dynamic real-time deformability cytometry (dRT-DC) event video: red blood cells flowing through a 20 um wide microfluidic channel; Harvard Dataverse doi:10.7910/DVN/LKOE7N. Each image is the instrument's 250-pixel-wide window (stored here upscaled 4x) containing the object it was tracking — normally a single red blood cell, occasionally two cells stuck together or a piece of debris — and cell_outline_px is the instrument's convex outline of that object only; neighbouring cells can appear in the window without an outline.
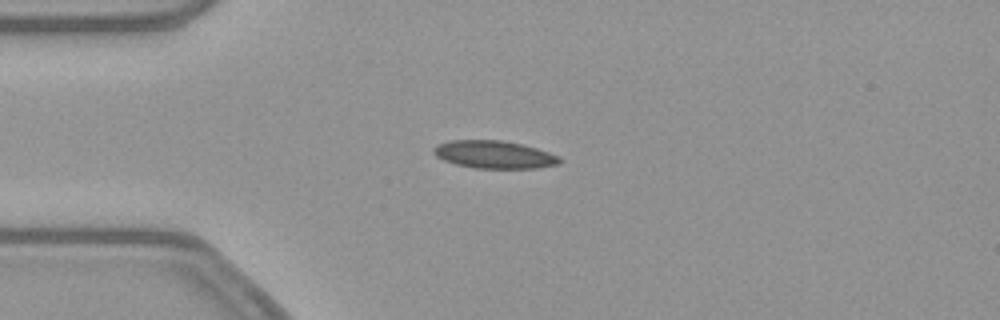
{"species": "common noctule bat (a hibernating species)", "species_latin": "Nyctalus noctula", "temperature_condition": "warm", "stored_images_in_passage": 52, "camera_frame_rate_fps": 3000, "um_per_image_px": 0.085, "animal": {"sex": "female", "body_mass_g": 21.9}, "frame": {"image": 1, "passage_image": 12, "time_ms": 3.667, "image_size_px": [1000, 320], "cell_outline_px": [[560, 164], [536, 168], [472, 168], [456, 164], [444, 160], [436, 156], [432, 152], [432, 148], [436, 144], [448, 140], [500, 140], [520, 144], [536, 148], [560, 156]], "centroid_in_image_um": [41.96, 13.13], "position_along_channel_um": 43.0, "area_um2": 20.4}}
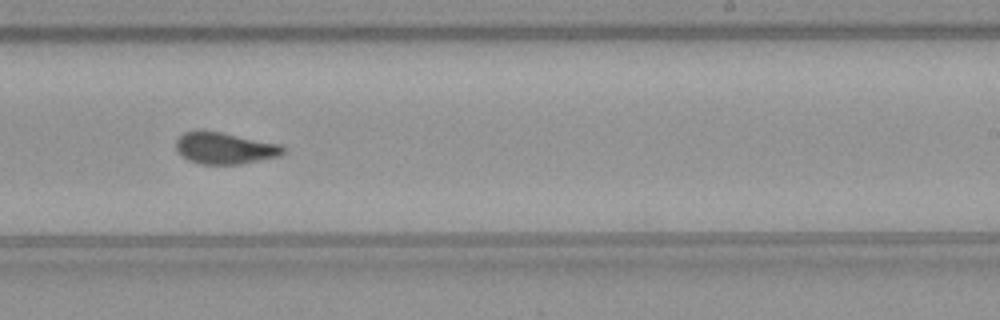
{"frame": {"image": 2, "passage_image": 31, "time_ms": 10.0, "image_size_px": [1000, 320], "cell_outline_px": [[288, 148], [280, 156], [240, 164], [200, 164], [188, 160], [176, 148], [176, 140], [184, 132], [220, 132], [280, 144]], "centroid_in_image_um": [19.16, 12.61], "position_along_channel_um": 269.8, "area_um2": 19.36}}
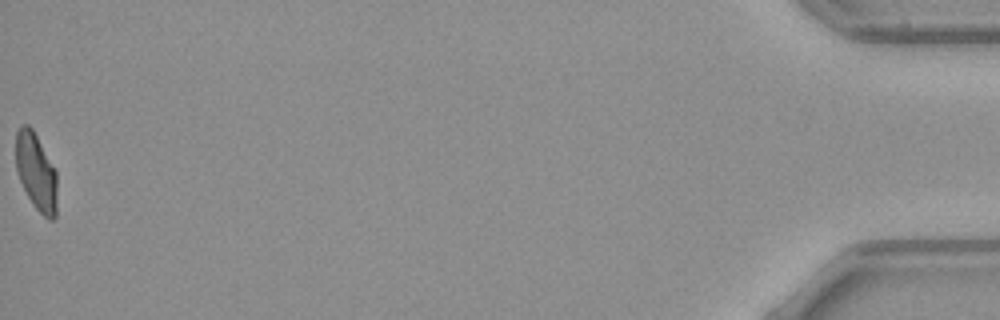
{"frame": {"image": 3, "passage_image": 52, "time_ms": 17.0, "image_size_px": [1000, 320], "cell_outline_px": [[56, 216], [52, 220], [48, 220], [32, 204], [20, 180], [16, 168], [16, 132], [20, 124], [28, 124], [32, 128], [56, 172]], "centroid_in_image_um": [3.06, 14.6], "position_along_channel_um": 432.1, "area_um2": 18.32}, "authors_computed_cell_mechanics": {"area_um2": 19.6809, "velocity_mm_per_s": 3.8756, "shape_relaxation_time_tau1_ms": null, "shape_relaxation_time_tau2_ms": 0.9258, "deformation_change_tau1": null, "deformation_change_tau2": 0.0713}}